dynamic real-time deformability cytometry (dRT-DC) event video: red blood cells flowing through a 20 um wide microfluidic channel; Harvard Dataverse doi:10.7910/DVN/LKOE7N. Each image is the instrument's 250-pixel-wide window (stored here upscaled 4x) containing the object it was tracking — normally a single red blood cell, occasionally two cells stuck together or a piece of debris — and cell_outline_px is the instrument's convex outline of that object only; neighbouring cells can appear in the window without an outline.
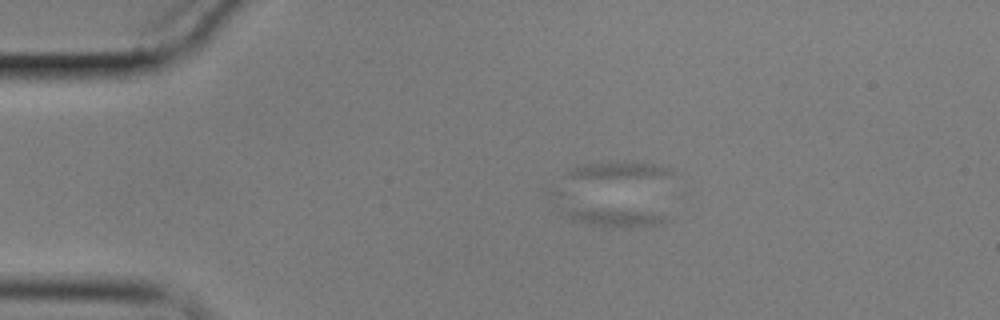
{"species": "common noctule bat (a hibernating species)", "species_latin": "Nyctalus noctula", "temperature_condition": "cold", "stored_images_in_passage": 83, "camera_frame_rate_fps": 3000, "um_per_image_px": 0.085, "animal": {"sex": "male", "body_mass_g": 17.9}, "frame": {"image": 1, "passage_image": 1, "time_ms": 0.0, "image_size_px": [1000, 320], "cell_outline_px": [[668, 216], [664, 220], [652, 224], [632, 228], [612, 228], [588, 224], [572, 220], [560, 212], [568, 208], [572, 208], [640, 212]], "centroid_in_image_um": [52.07, 18.52], "position_along_channel_um": 32.9, "area_um2": 10.12}}
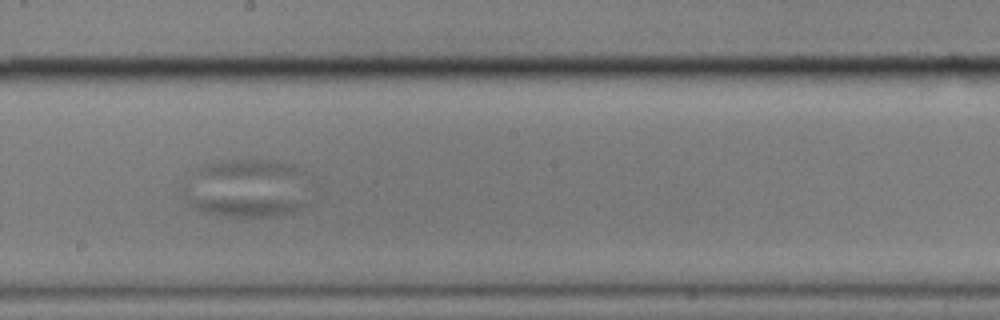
{"frame": {"image": 2, "passage_image": 38, "time_ms": 12.333, "image_size_px": [1000, 320], "cell_outline_px": [[308, 204], [304, 208], [292, 212], [276, 216], [224, 216], [208, 212], [196, 208], [188, 204], [180, 196], [180, 188], [184, 184], [188, 184]], "centroid_in_image_um": [20.04, 17.22], "position_along_channel_um": 228.2, "area_um2": 17.57}}